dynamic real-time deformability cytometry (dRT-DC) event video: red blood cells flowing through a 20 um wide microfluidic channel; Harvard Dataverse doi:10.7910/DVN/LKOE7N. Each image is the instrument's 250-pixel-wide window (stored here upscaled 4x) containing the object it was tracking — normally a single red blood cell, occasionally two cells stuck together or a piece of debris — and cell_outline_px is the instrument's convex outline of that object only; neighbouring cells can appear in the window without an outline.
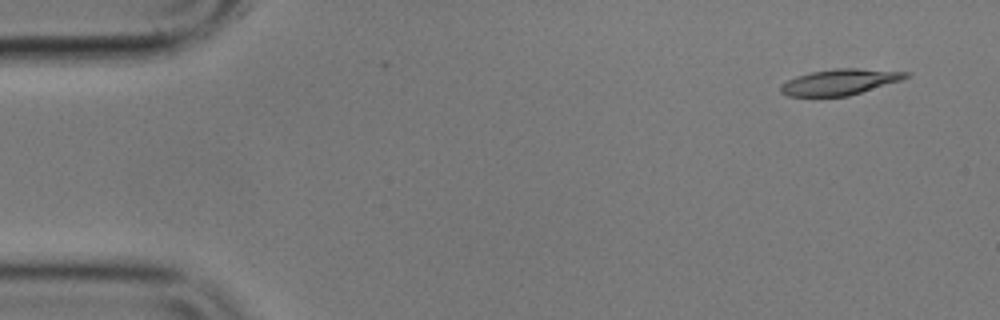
{"species": "common noctule bat (a hibernating species)", "species_latin": "Nyctalus noctula", "temperature_condition": "cold", "stored_images_in_passage": 53, "camera_frame_rate_fps": 3000, "um_per_image_px": 0.085, "animal": {"sex": "male", "body_mass_g": 17.9}, "frame": {"image": 1, "passage_image": 1, "time_ms": 0.0, "image_size_px": [1000, 320], "cell_outline_px": [[912, 76], [900, 80], [848, 96], [788, 96], [780, 92], [780, 84], [796, 76], [812, 72], [836, 68], [856, 68], [912, 72]], "centroid_in_image_um": [71.39, 6.96], "position_along_channel_um": 13.6, "area_um2": 18.79}}
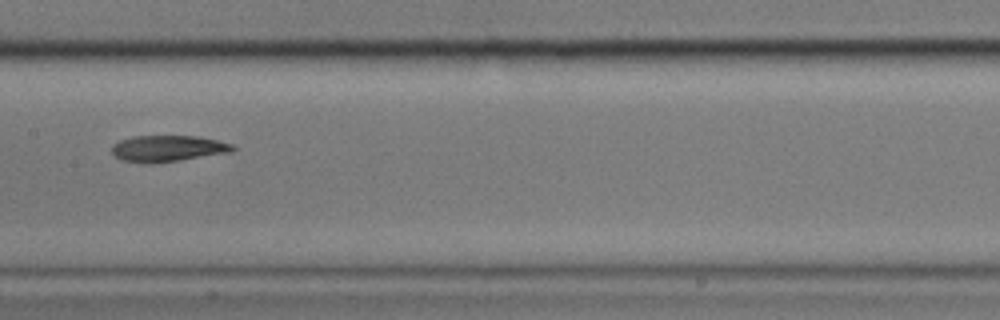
{"frame": {"image": 2, "passage_image": 25, "time_ms": 8.0, "image_size_px": [1000, 320], "cell_outline_px": [[236, 148], [232, 152], [180, 160], [152, 164], [144, 164], [120, 160], [112, 152], [112, 144], [120, 140], [132, 136], [196, 136], [216, 140], [232, 144]], "centroid_in_image_um": [14.23, 12.63], "position_along_channel_um": 193.2, "area_um2": 18.67}}
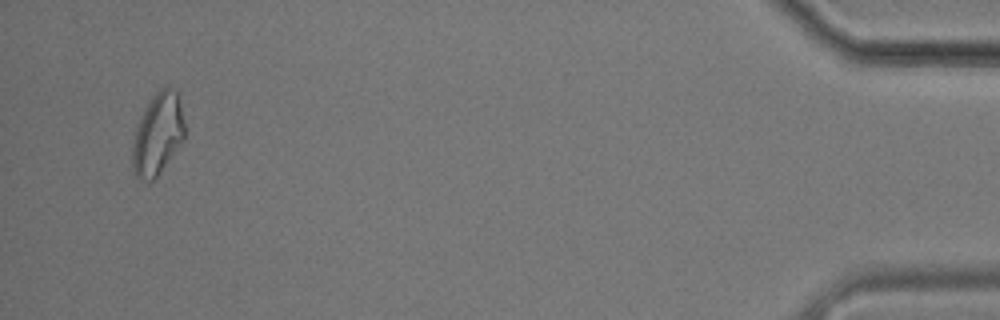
{"frame": {"image": 3, "passage_image": 51, "time_ms": 16.667, "image_size_px": [1000, 320], "cell_outline_px": [[184, 140], [160, 172], [148, 184], [136, 180], [132, 168], [132, 144], [136, 128], [148, 100], [160, 88], [168, 84], [180, 96], [184, 124]], "centroid_in_image_um": [13.39, 11.41], "position_along_channel_um": 421.8, "area_um2": 25.37}, "authors_computed_cell_mechanics": {"area_um2": 19.363, "velocity_mm_per_s": 3.5552, "shape_relaxation_time_tau1_ms": null, "shape_relaxation_time_tau2_ms": 10.2671, "deformation_change_tau1": null, "deformation_change_tau2": 0.2094}}